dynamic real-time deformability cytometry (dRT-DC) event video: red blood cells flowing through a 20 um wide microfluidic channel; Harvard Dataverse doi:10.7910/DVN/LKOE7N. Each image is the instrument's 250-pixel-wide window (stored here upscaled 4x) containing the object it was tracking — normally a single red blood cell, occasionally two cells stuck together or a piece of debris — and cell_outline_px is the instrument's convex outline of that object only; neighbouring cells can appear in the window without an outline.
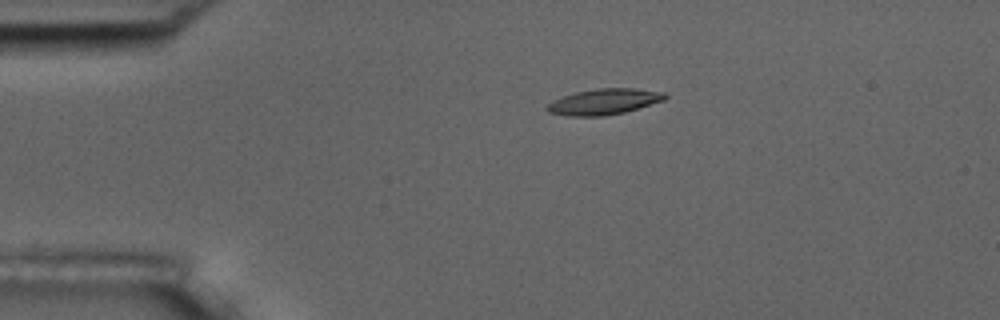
{"species": "common noctule bat (a hibernating species)", "species_latin": "Nyctalus noctula", "temperature_condition": "room temperature", "stored_images_in_passage": 3, "camera_frame_rate_fps": 3000, "um_per_image_px": 0.085, "animal": {"sex": "male", "body_mass_g": 17.5, "forearm_length_mm": 52.3}, "frame": {"image": 1, "passage_image": 1, "time_ms": 0.0, "image_size_px": [1000, 320], "cell_outline_px": [[668, 96], [664, 100], [624, 112], [604, 116], [568, 116], [548, 112], [544, 108], [552, 100], [576, 92], [596, 88], [632, 88], [664, 92]], "centroid_in_image_um": [51.31, 8.64], "position_along_channel_um": 33.7, "area_um2": 17.69}}
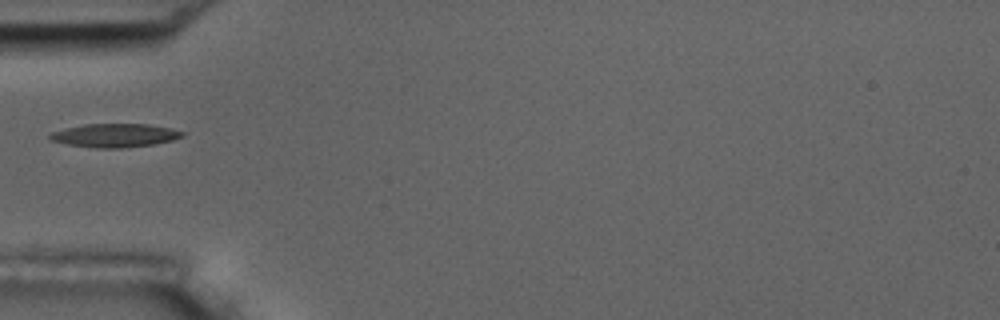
{"frame": {"image": 2, "passage_image": 3, "time_ms": 2.333, "image_size_px": [1000, 320], "cell_outline_px": [[184, 136], [172, 140], [156, 144], [120, 148], [96, 148], [68, 144], [52, 140], [48, 136], [52, 132], [64, 128], [84, 124], [148, 124], [168, 128], [184, 132]], "centroid_in_image_um": [9.76, 11.51], "position_along_channel_um": 75.2, "area_um2": 18.03}}